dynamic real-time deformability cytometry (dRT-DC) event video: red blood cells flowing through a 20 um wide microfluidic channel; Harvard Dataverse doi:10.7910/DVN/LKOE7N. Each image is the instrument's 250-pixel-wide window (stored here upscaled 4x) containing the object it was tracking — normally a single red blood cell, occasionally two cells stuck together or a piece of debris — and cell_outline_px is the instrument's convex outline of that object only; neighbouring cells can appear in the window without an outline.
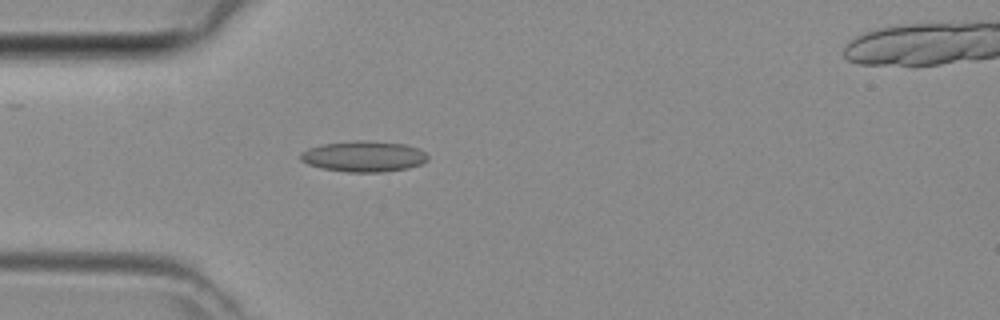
{"species": "common noctule bat (a hibernating species)", "species_latin": "Nyctalus noctula", "temperature_condition": "room temperature", "stored_images_in_passage": 35, "camera_frame_rate_fps": 3000, "um_per_image_px": 0.085, "animal": {"sex": "female", "body_mass_g": 29.2, "forearm_length_mm": 56.3}, "frame": {"image": 1, "passage_image": 3, "time_ms": 0.667, "image_size_px": [1000, 320], "cell_outline_px": [[428, 160], [420, 164], [408, 168], [384, 172], [348, 172], [320, 168], [308, 164], [300, 160], [300, 152], [308, 148], [320, 144], [356, 140], [364, 140], [404, 144], [420, 148], [428, 156]], "centroid_in_image_um": [30.9, 13.29], "position_along_channel_um": 54.1, "area_um2": 23.06}}
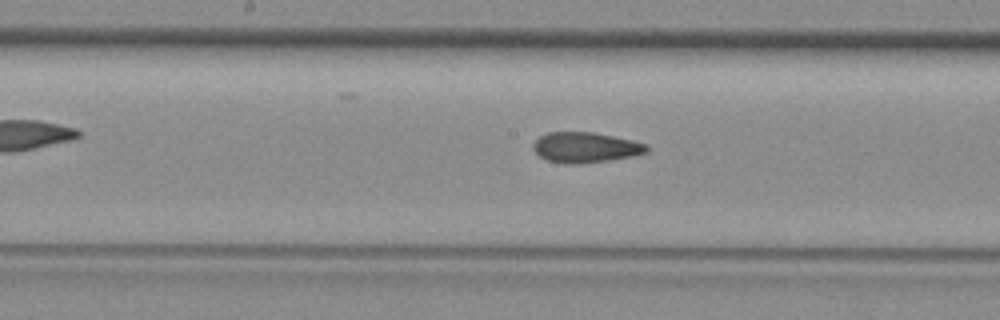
{"frame": {"image": 2, "passage_image": 13, "time_ms": 4.0, "image_size_px": [1000, 320], "cell_outline_px": [[648, 152], [632, 156], [608, 160], [576, 164], [564, 164], [548, 160], [540, 156], [532, 148], [532, 144], [540, 136], [548, 132], [596, 132], [632, 140], [648, 144]], "centroid_in_image_um": [49.77, 12.52], "position_along_channel_um": 198.4, "area_um2": 20.11}}
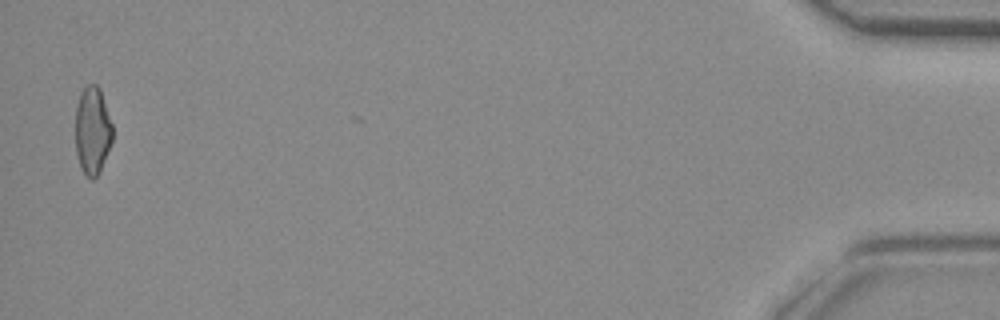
{"frame": {"image": 3, "passage_image": 35, "time_ms": 11.333, "image_size_px": [1000, 320], "cell_outline_px": [[112, 140], [100, 172], [92, 180], [84, 176], [80, 168], [76, 152], [76, 108], [80, 92], [88, 84], [96, 84], [100, 88], [112, 124]], "centroid_in_image_um": [7.85, 11.12], "position_along_channel_um": 427.4, "area_um2": 19.07}}